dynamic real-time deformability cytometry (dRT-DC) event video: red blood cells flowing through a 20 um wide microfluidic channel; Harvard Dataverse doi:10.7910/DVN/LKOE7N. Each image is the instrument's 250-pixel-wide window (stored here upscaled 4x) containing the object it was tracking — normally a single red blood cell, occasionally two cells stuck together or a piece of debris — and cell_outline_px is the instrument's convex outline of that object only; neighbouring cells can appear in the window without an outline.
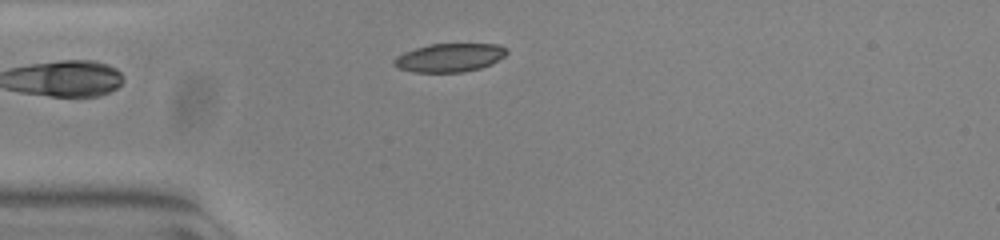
{"species": "common noctule bat (a hibernating species)", "species_latin": "Nyctalus noctula", "temperature_condition": "warm", "stored_images_in_passage": 15, "camera_frame_rate_fps": 3000, "um_per_image_px": 0.085, "animal": {"sex": "female", "body_mass_g": 23.0, "forearm_length_mm": 53.4}, "frame": {"image": 1, "passage_image": 1, "time_ms": 0.0, "image_size_px": [1000, 240], "cell_outline_px": [[508, 52], [504, 56], [492, 64], [480, 68], [464, 72], [412, 72], [396, 68], [392, 64], [392, 60], [396, 56], [404, 52], [428, 44], [500, 44]], "centroid_in_image_um": [38.17, 4.9], "position_along_channel_um": 46.8, "area_um2": 18.84}}
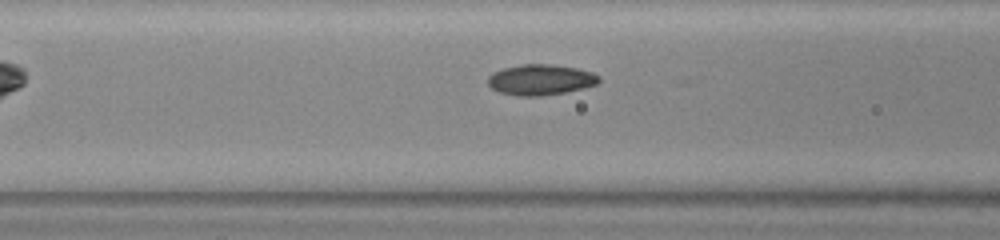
{"frame": {"image": 2, "passage_image": 8, "time_ms": 2.333, "image_size_px": [1000, 240], "cell_outline_px": [[600, 80], [596, 84], [584, 88], [564, 92], [540, 96], [520, 96], [500, 92], [492, 88], [488, 84], [488, 76], [492, 72], [504, 68], [520, 64], [552, 64], [576, 68], [592, 72], [600, 76]], "centroid_in_image_um": [45.94, 6.77], "position_along_channel_um": 120.7, "area_um2": 19.83}}
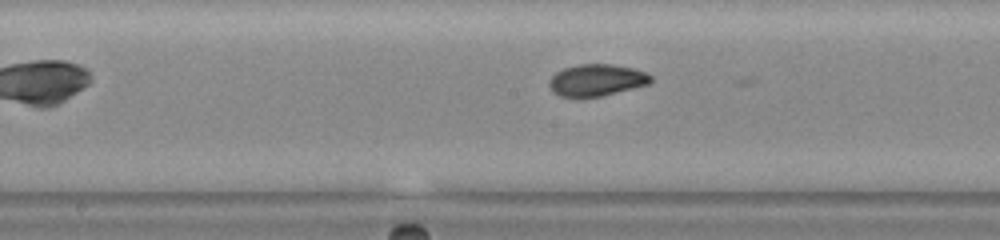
{"frame": {"image": 3, "passage_image": 14, "time_ms": 4.333, "image_size_px": [1000, 240], "cell_outline_px": [[652, 80], [648, 84], [600, 96], [560, 96], [552, 92], [548, 84], [548, 80], [556, 72], [564, 68], [580, 64], [612, 64], [632, 68], [644, 72], [652, 76]], "centroid_in_image_um": [50.68, 6.8], "position_along_channel_um": 197.5, "area_um2": 18.55}}